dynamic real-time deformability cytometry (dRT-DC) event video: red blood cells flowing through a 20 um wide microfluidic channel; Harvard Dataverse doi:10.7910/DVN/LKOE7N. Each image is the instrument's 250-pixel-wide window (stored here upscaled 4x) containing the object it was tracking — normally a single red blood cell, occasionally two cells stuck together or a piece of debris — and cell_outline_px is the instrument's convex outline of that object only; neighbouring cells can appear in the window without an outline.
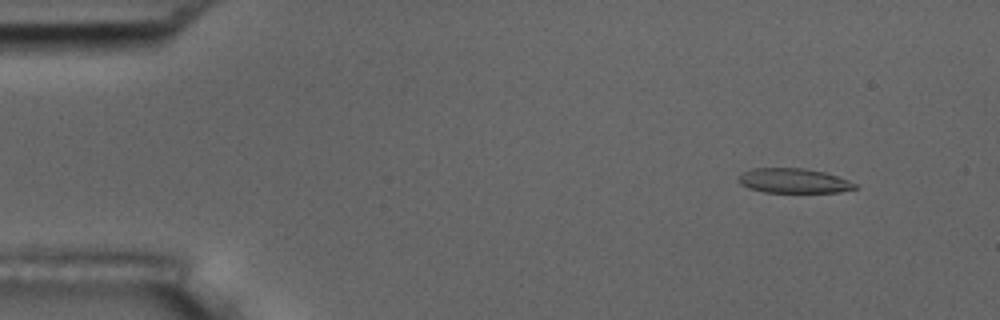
{"species": "common noctule bat (a hibernating species)", "species_latin": "Nyctalus noctula", "temperature_condition": "room temperature", "stored_images_in_passage": 4, "camera_frame_rate_fps": 3000, "um_per_image_px": 0.085, "animal": {"sex": "male", "body_mass_g": 17.5, "forearm_length_mm": 52.3}, "frame": {"image": 1, "passage_image": 1, "time_ms": 0.0, "image_size_px": [1000, 320], "cell_outline_px": [[856, 188], [840, 192], [764, 192], [748, 188], [740, 184], [736, 180], [736, 176], [740, 172], [752, 168], [804, 168], [824, 172], [848, 180], [856, 184]], "centroid_in_image_um": [67.37, 15.36], "position_along_channel_um": 17.6, "area_um2": 16.88}}
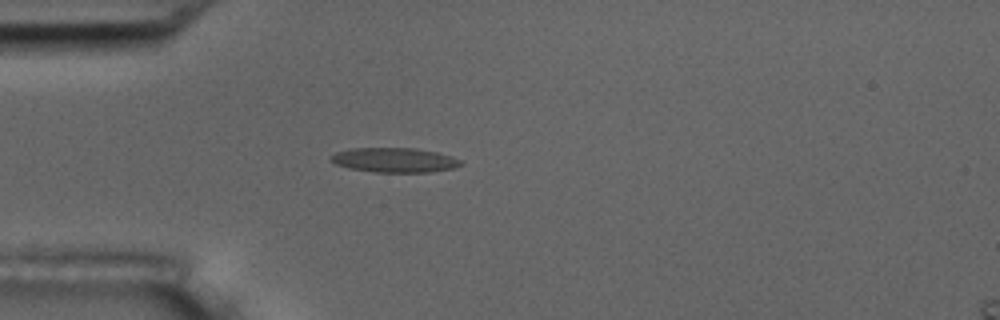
{"frame": {"image": 2, "passage_image": 4, "time_ms": 3.333, "image_size_px": [1000, 320], "cell_outline_px": [[464, 164], [456, 168], [432, 172], [372, 172], [348, 168], [336, 164], [332, 160], [332, 156], [336, 152], [352, 148], [416, 148], [436, 152], [452, 156], [460, 160]], "centroid_in_image_um": [33.59, 13.61], "position_along_channel_um": 51.4, "area_um2": 18.67}}